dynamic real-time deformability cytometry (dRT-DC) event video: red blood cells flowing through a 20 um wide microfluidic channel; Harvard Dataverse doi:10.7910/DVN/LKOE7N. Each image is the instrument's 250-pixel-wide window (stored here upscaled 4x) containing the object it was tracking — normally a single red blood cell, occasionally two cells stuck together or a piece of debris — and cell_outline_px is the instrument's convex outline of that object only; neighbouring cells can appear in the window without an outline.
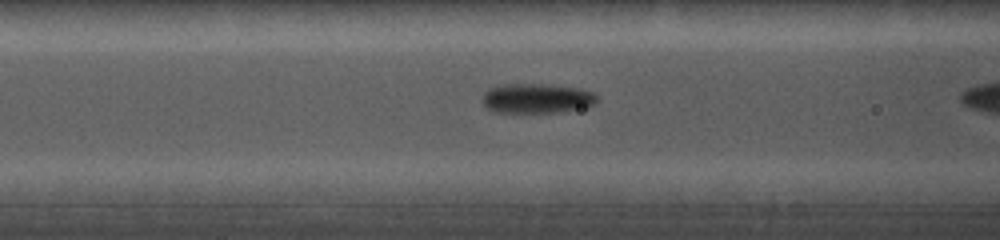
{"species": "common noctule bat (a hibernating species)", "species_latin": "Nyctalus noctula", "temperature_condition": "cold", "stored_images_in_passage": 33, "camera_frame_rate_fps": 5000, "um_per_image_px": 0.085, "animal": {"sex": "female", "body_mass_g": 19.0, "forearm_length_mm": 56.7}, "frame": {"image": 1, "passage_image": 10, "time_ms": 2.4, "image_size_px": [1000, 240], "cell_outline_px": [[596, 104], [560, 112], [492, 112], [484, 104], [484, 92], [488, 88], [504, 84], [544, 84], [580, 88], [592, 92], [596, 96]], "centroid_in_image_um": [45.61, 8.35], "position_along_channel_um": 121.0, "area_um2": 19.65}}